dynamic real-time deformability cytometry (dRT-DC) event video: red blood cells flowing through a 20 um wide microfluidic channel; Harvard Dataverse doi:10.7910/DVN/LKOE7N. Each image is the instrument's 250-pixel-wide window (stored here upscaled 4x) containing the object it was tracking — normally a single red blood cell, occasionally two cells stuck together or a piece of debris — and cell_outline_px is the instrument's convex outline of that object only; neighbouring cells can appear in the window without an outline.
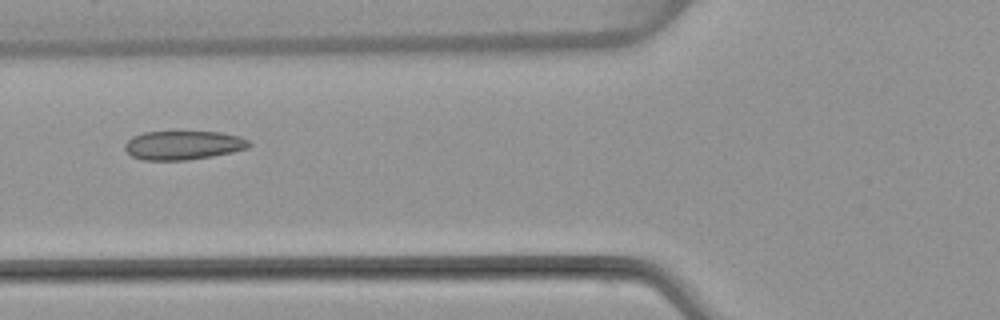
{"species": "common noctule bat (a hibernating species)", "species_latin": "Nyctalus noctula", "temperature_condition": "warm", "stored_images_in_passage": 5, "camera_frame_rate_fps": 3000, "um_per_image_px": 0.085, "animal": {"sex": "female", "body_mass_g": 22.7, "forearm_length_mm": 54.2}, "frame": {"image": 1, "passage_image": 5, "time_ms": 5.667, "image_size_px": [1000, 320], "cell_outline_px": [[252, 144], [248, 148], [232, 152], [212, 156], [188, 160], [144, 160], [132, 156], [124, 148], [124, 144], [132, 136], [144, 132], [220, 132], [240, 136], [248, 140]], "centroid_in_image_um": [15.58, 12.34], "position_along_channel_um": 110.2, "area_um2": 20.92}}